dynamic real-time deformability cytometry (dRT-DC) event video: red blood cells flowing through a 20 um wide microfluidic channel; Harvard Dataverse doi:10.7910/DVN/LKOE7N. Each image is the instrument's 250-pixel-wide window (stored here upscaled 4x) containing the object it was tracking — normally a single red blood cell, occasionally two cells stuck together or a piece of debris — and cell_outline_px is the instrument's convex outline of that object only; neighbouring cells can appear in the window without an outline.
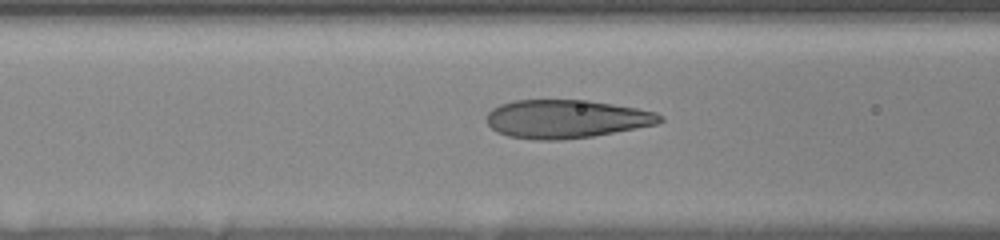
{"species": "human", "species_latin": "Homo sapiens", "temperature_condition": "room temperature", "stored_images_in_passage": 14, "camera_frame_rate_fps": 3000, "um_per_image_px": 0.085, "donor": {"sex": "female"}, "frame": {"image": 1, "passage_image": 8, "time_ms": 2.333, "image_size_px": [1000, 240], "cell_outline_px": [[664, 120], [656, 124], [636, 128], [592, 136], [560, 140], [536, 140], [508, 136], [496, 132], [484, 120], [488, 112], [492, 108], [500, 104], [512, 100], [588, 100], [636, 108], [656, 112], [664, 116]], "centroid_in_image_um": [48.09, 10.11], "position_along_channel_um": 118.5, "area_um2": 38.9}}
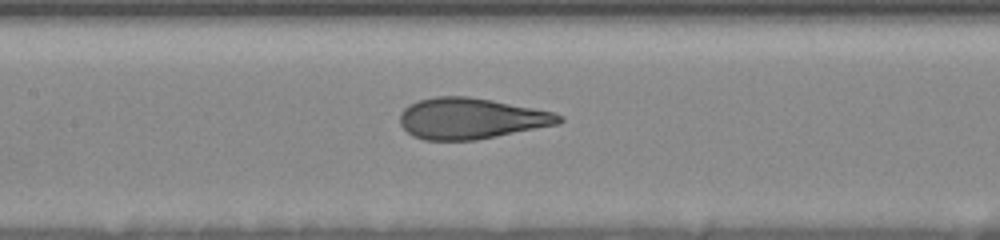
{"frame": {"image": 2, "passage_image": 12, "time_ms": 3.667, "image_size_px": [1000, 240], "cell_outline_px": [[564, 120], [560, 124], [476, 140], [424, 140], [412, 136], [400, 124], [400, 112], [408, 104], [420, 100], [436, 96], [468, 96], [492, 100], [556, 112], [564, 116]], "centroid_in_image_um": [40.06, 10.07], "position_along_channel_um": 167.3, "area_um2": 38.26}}